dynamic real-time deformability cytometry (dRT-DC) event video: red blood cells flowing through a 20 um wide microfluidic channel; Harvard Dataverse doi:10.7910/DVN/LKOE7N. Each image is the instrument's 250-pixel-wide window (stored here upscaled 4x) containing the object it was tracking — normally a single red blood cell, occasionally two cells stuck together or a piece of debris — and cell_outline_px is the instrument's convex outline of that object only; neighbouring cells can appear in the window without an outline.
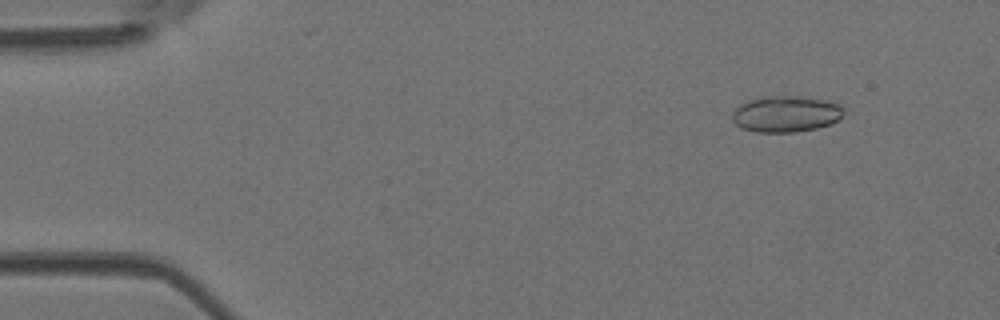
{"species": "Egyptian fruit bat (a non-hibernating species)", "species_latin": "Rousettus aegyptiacus", "temperature_condition": "room temperature", "stored_images_in_passage": 50, "camera_frame_rate_fps": 3000, "um_per_image_px": 0.085, "animal": {"sex": "female"}, "frame": {"image": 1, "passage_image": 6, "time_ms": 1.667, "image_size_px": [1000, 320], "cell_outline_px": [[844, 112], [840, 120], [832, 124], [816, 128], [796, 132], [756, 132], [740, 128], [732, 120], [732, 112], [736, 108], [748, 100], [764, 96], [800, 96], [824, 100], [840, 104], [844, 108]], "centroid_in_image_um": [66.82, 9.69], "position_along_channel_um": 18.2, "area_um2": 23.76}}
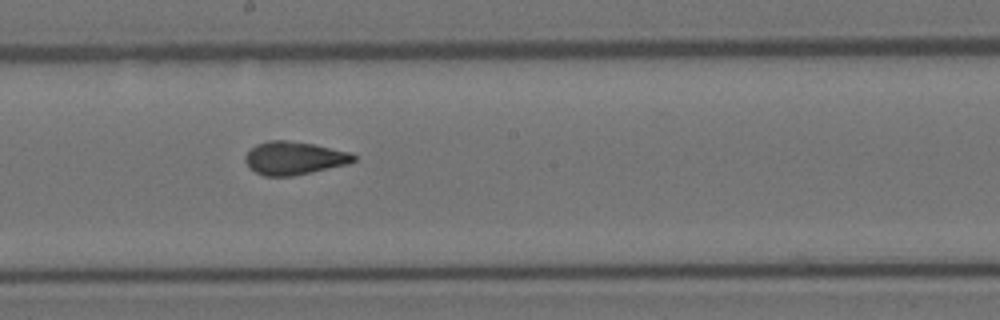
{"frame": {"image": 2, "passage_image": 28, "time_ms": 9.0, "image_size_px": [1000, 320], "cell_outline_px": [[356, 160], [348, 164], [292, 176], [264, 176], [248, 168], [244, 160], [244, 156], [256, 144], [268, 140], [288, 140], [312, 144], [352, 152], [356, 156]], "centroid_in_image_um": [24.99, 13.44], "position_along_channel_um": 223.2, "area_um2": 20.98}}
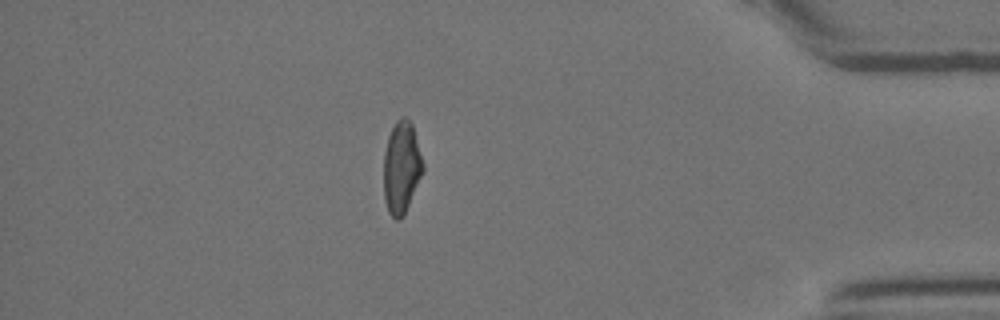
{"frame": {"image": 3, "passage_image": 44, "time_ms": 14.333, "image_size_px": [1000, 320], "cell_outline_px": [[424, 172], [400, 220], [396, 220], [388, 212], [384, 200], [384, 152], [388, 136], [396, 120], [400, 116], [404, 116], [412, 124], [424, 164]], "centroid_in_image_um": [34.12, 14.21], "position_along_channel_um": 401.1, "area_um2": 21.04}, "authors_computed_cell_mechanics": {"area_um2": 21.4727, "velocity_mm_per_s": 4.0973, "shape_relaxation_time_tau1_ms": null, "shape_relaxation_time_tau2_ms": 1.2489, "deformation_change_tau1": null, "deformation_change_tau2": 0.0601}}